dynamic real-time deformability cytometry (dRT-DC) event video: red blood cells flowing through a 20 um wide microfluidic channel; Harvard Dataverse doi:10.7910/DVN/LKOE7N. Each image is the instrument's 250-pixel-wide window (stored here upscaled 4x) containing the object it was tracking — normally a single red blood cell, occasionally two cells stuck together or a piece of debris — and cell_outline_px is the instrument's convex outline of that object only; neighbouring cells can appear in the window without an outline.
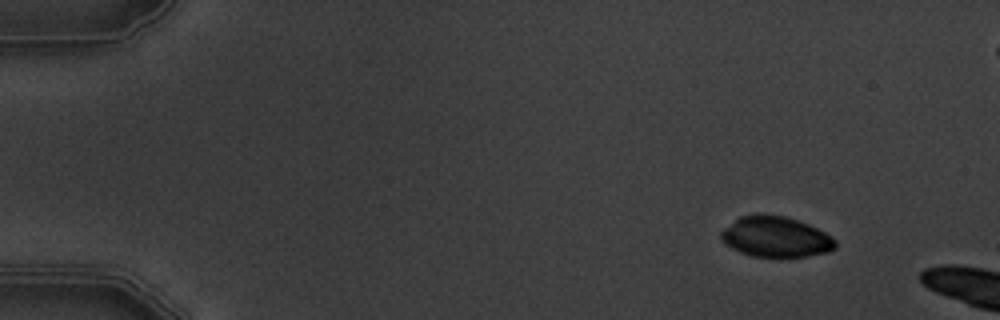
{"species": "common noctule bat (a hibernating species)", "species_latin": "Nyctalus noctula", "temperature_condition": "warm", "stored_images_in_passage": 3, "camera_frame_rate_fps": 3000, "um_per_image_px": 0.085, "animal": {"sex": "male", "body_mass_g": 19.5, "forearm_length_mm": 54.6}, "frame": {"image": 1, "passage_image": 1, "time_ms": 0.0, "image_size_px": [1000, 320], "cell_outline_px": [[836, 248], [828, 252], [808, 256], [752, 256], [740, 252], [724, 244], [720, 240], [720, 232], [724, 228], [740, 216], [784, 216], [808, 224], [832, 236], [836, 240]], "centroid_in_image_um": [65.94, 20.16], "position_along_channel_um": 19.1, "area_um2": 26.53}}